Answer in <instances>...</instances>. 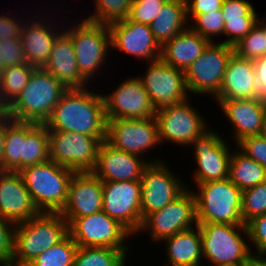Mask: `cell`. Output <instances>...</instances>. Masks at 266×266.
<instances>
[{
    "label": "cell",
    "mask_w": 266,
    "mask_h": 266,
    "mask_svg": "<svg viewBox=\"0 0 266 266\" xmlns=\"http://www.w3.org/2000/svg\"><path fill=\"white\" fill-rule=\"evenodd\" d=\"M126 249L78 247L72 266H124Z\"/></svg>",
    "instance_id": "34"
},
{
    "label": "cell",
    "mask_w": 266,
    "mask_h": 266,
    "mask_svg": "<svg viewBox=\"0 0 266 266\" xmlns=\"http://www.w3.org/2000/svg\"><path fill=\"white\" fill-rule=\"evenodd\" d=\"M186 189L174 201L161 210L150 213L142 222L140 230H151L155 241L192 228L197 225L195 197Z\"/></svg>",
    "instance_id": "15"
},
{
    "label": "cell",
    "mask_w": 266,
    "mask_h": 266,
    "mask_svg": "<svg viewBox=\"0 0 266 266\" xmlns=\"http://www.w3.org/2000/svg\"><path fill=\"white\" fill-rule=\"evenodd\" d=\"M220 102V103H219ZM226 117L234 124L238 143L245 137L261 135L266 101L259 98L218 100Z\"/></svg>",
    "instance_id": "23"
},
{
    "label": "cell",
    "mask_w": 266,
    "mask_h": 266,
    "mask_svg": "<svg viewBox=\"0 0 266 266\" xmlns=\"http://www.w3.org/2000/svg\"><path fill=\"white\" fill-rule=\"evenodd\" d=\"M45 125L48 130L106 136L107 118L103 95L89 92L85 88L67 89Z\"/></svg>",
    "instance_id": "1"
},
{
    "label": "cell",
    "mask_w": 266,
    "mask_h": 266,
    "mask_svg": "<svg viewBox=\"0 0 266 266\" xmlns=\"http://www.w3.org/2000/svg\"><path fill=\"white\" fill-rule=\"evenodd\" d=\"M103 99L107 119L155 117L153 104L139 77L122 82L111 96L103 95Z\"/></svg>",
    "instance_id": "18"
},
{
    "label": "cell",
    "mask_w": 266,
    "mask_h": 266,
    "mask_svg": "<svg viewBox=\"0 0 266 266\" xmlns=\"http://www.w3.org/2000/svg\"><path fill=\"white\" fill-rule=\"evenodd\" d=\"M257 22L258 19H235L225 22L223 34L229 38L224 43L234 46L251 31Z\"/></svg>",
    "instance_id": "46"
},
{
    "label": "cell",
    "mask_w": 266,
    "mask_h": 266,
    "mask_svg": "<svg viewBox=\"0 0 266 266\" xmlns=\"http://www.w3.org/2000/svg\"><path fill=\"white\" fill-rule=\"evenodd\" d=\"M140 157L116 149L104 140L91 172L102 181H140L144 168L151 163Z\"/></svg>",
    "instance_id": "21"
},
{
    "label": "cell",
    "mask_w": 266,
    "mask_h": 266,
    "mask_svg": "<svg viewBox=\"0 0 266 266\" xmlns=\"http://www.w3.org/2000/svg\"><path fill=\"white\" fill-rule=\"evenodd\" d=\"M226 143L211 130H206L192 141L199 167L195 172L196 184L228 178L231 152Z\"/></svg>",
    "instance_id": "17"
},
{
    "label": "cell",
    "mask_w": 266,
    "mask_h": 266,
    "mask_svg": "<svg viewBox=\"0 0 266 266\" xmlns=\"http://www.w3.org/2000/svg\"><path fill=\"white\" fill-rule=\"evenodd\" d=\"M95 2L96 14L85 20L109 25L127 18L133 0H96Z\"/></svg>",
    "instance_id": "37"
},
{
    "label": "cell",
    "mask_w": 266,
    "mask_h": 266,
    "mask_svg": "<svg viewBox=\"0 0 266 266\" xmlns=\"http://www.w3.org/2000/svg\"><path fill=\"white\" fill-rule=\"evenodd\" d=\"M5 115V108L0 104V119Z\"/></svg>",
    "instance_id": "55"
},
{
    "label": "cell",
    "mask_w": 266,
    "mask_h": 266,
    "mask_svg": "<svg viewBox=\"0 0 266 266\" xmlns=\"http://www.w3.org/2000/svg\"><path fill=\"white\" fill-rule=\"evenodd\" d=\"M242 266H266V258L252 255Z\"/></svg>",
    "instance_id": "51"
},
{
    "label": "cell",
    "mask_w": 266,
    "mask_h": 266,
    "mask_svg": "<svg viewBox=\"0 0 266 266\" xmlns=\"http://www.w3.org/2000/svg\"><path fill=\"white\" fill-rule=\"evenodd\" d=\"M196 26L192 25L189 28L205 39L212 42V35L223 34L224 31V19L222 14V9L218 11H211L206 14L193 15ZM194 26V27H193ZM211 36V37H210Z\"/></svg>",
    "instance_id": "39"
},
{
    "label": "cell",
    "mask_w": 266,
    "mask_h": 266,
    "mask_svg": "<svg viewBox=\"0 0 266 266\" xmlns=\"http://www.w3.org/2000/svg\"><path fill=\"white\" fill-rule=\"evenodd\" d=\"M233 54L232 45L210 42L201 56L184 72L187 91L217 96L229 59Z\"/></svg>",
    "instance_id": "8"
},
{
    "label": "cell",
    "mask_w": 266,
    "mask_h": 266,
    "mask_svg": "<svg viewBox=\"0 0 266 266\" xmlns=\"http://www.w3.org/2000/svg\"><path fill=\"white\" fill-rule=\"evenodd\" d=\"M221 9L224 22L235 19H258L253 5L245 0H223Z\"/></svg>",
    "instance_id": "42"
},
{
    "label": "cell",
    "mask_w": 266,
    "mask_h": 266,
    "mask_svg": "<svg viewBox=\"0 0 266 266\" xmlns=\"http://www.w3.org/2000/svg\"><path fill=\"white\" fill-rule=\"evenodd\" d=\"M210 42L188 28L161 46L160 59L185 72L201 56Z\"/></svg>",
    "instance_id": "26"
},
{
    "label": "cell",
    "mask_w": 266,
    "mask_h": 266,
    "mask_svg": "<svg viewBox=\"0 0 266 266\" xmlns=\"http://www.w3.org/2000/svg\"><path fill=\"white\" fill-rule=\"evenodd\" d=\"M78 246L68 234L36 257L28 266H72Z\"/></svg>",
    "instance_id": "35"
},
{
    "label": "cell",
    "mask_w": 266,
    "mask_h": 266,
    "mask_svg": "<svg viewBox=\"0 0 266 266\" xmlns=\"http://www.w3.org/2000/svg\"><path fill=\"white\" fill-rule=\"evenodd\" d=\"M185 0H167L149 25L154 39L162 46L189 28ZM187 26V27H186Z\"/></svg>",
    "instance_id": "29"
},
{
    "label": "cell",
    "mask_w": 266,
    "mask_h": 266,
    "mask_svg": "<svg viewBox=\"0 0 266 266\" xmlns=\"http://www.w3.org/2000/svg\"><path fill=\"white\" fill-rule=\"evenodd\" d=\"M41 22L24 25L20 31L26 63L36 68H42L47 63L53 44L60 35Z\"/></svg>",
    "instance_id": "27"
},
{
    "label": "cell",
    "mask_w": 266,
    "mask_h": 266,
    "mask_svg": "<svg viewBox=\"0 0 266 266\" xmlns=\"http://www.w3.org/2000/svg\"><path fill=\"white\" fill-rule=\"evenodd\" d=\"M40 212H61L65 207L74 171L47 161L19 171Z\"/></svg>",
    "instance_id": "4"
},
{
    "label": "cell",
    "mask_w": 266,
    "mask_h": 266,
    "mask_svg": "<svg viewBox=\"0 0 266 266\" xmlns=\"http://www.w3.org/2000/svg\"><path fill=\"white\" fill-rule=\"evenodd\" d=\"M102 210L112 219L123 225L132 235L140 230L141 182L102 181Z\"/></svg>",
    "instance_id": "11"
},
{
    "label": "cell",
    "mask_w": 266,
    "mask_h": 266,
    "mask_svg": "<svg viewBox=\"0 0 266 266\" xmlns=\"http://www.w3.org/2000/svg\"><path fill=\"white\" fill-rule=\"evenodd\" d=\"M48 128L45 124L26 122L22 141V169L49 161Z\"/></svg>",
    "instance_id": "31"
},
{
    "label": "cell",
    "mask_w": 266,
    "mask_h": 266,
    "mask_svg": "<svg viewBox=\"0 0 266 266\" xmlns=\"http://www.w3.org/2000/svg\"><path fill=\"white\" fill-rule=\"evenodd\" d=\"M240 151L266 168V138L262 135L245 137L238 142Z\"/></svg>",
    "instance_id": "43"
},
{
    "label": "cell",
    "mask_w": 266,
    "mask_h": 266,
    "mask_svg": "<svg viewBox=\"0 0 266 266\" xmlns=\"http://www.w3.org/2000/svg\"><path fill=\"white\" fill-rule=\"evenodd\" d=\"M248 237L256 246L258 256L266 255V213L256 216L246 223Z\"/></svg>",
    "instance_id": "45"
},
{
    "label": "cell",
    "mask_w": 266,
    "mask_h": 266,
    "mask_svg": "<svg viewBox=\"0 0 266 266\" xmlns=\"http://www.w3.org/2000/svg\"><path fill=\"white\" fill-rule=\"evenodd\" d=\"M185 2L187 15L190 16L218 11L222 7L223 0H185Z\"/></svg>",
    "instance_id": "47"
},
{
    "label": "cell",
    "mask_w": 266,
    "mask_h": 266,
    "mask_svg": "<svg viewBox=\"0 0 266 266\" xmlns=\"http://www.w3.org/2000/svg\"><path fill=\"white\" fill-rule=\"evenodd\" d=\"M195 227L196 230L190 228L163 239L170 266H200L202 238L198 224Z\"/></svg>",
    "instance_id": "28"
},
{
    "label": "cell",
    "mask_w": 266,
    "mask_h": 266,
    "mask_svg": "<svg viewBox=\"0 0 266 266\" xmlns=\"http://www.w3.org/2000/svg\"><path fill=\"white\" fill-rule=\"evenodd\" d=\"M42 68L67 89L86 87V80L79 73L73 42L65 32L56 38L48 61Z\"/></svg>",
    "instance_id": "25"
},
{
    "label": "cell",
    "mask_w": 266,
    "mask_h": 266,
    "mask_svg": "<svg viewBox=\"0 0 266 266\" xmlns=\"http://www.w3.org/2000/svg\"><path fill=\"white\" fill-rule=\"evenodd\" d=\"M194 193L197 223L246 225L242 220V191L228 178L197 184Z\"/></svg>",
    "instance_id": "5"
},
{
    "label": "cell",
    "mask_w": 266,
    "mask_h": 266,
    "mask_svg": "<svg viewBox=\"0 0 266 266\" xmlns=\"http://www.w3.org/2000/svg\"><path fill=\"white\" fill-rule=\"evenodd\" d=\"M36 69L30 64L5 68L0 74V104L6 109L27 85L32 72Z\"/></svg>",
    "instance_id": "33"
},
{
    "label": "cell",
    "mask_w": 266,
    "mask_h": 266,
    "mask_svg": "<svg viewBox=\"0 0 266 266\" xmlns=\"http://www.w3.org/2000/svg\"><path fill=\"white\" fill-rule=\"evenodd\" d=\"M3 70H4V69L0 66V74L2 73Z\"/></svg>",
    "instance_id": "56"
},
{
    "label": "cell",
    "mask_w": 266,
    "mask_h": 266,
    "mask_svg": "<svg viewBox=\"0 0 266 266\" xmlns=\"http://www.w3.org/2000/svg\"><path fill=\"white\" fill-rule=\"evenodd\" d=\"M202 238V257L215 266H242L251 256L238 231L248 236L246 225L197 223ZM251 253V254H250Z\"/></svg>",
    "instance_id": "6"
},
{
    "label": "cell",
    "mask_w": 266,
    "mask_h": 266,
    "mask_svg": "<svg viewBox=\"0 0 266 266\" xmlns=\"http://www.w3.org/2000/svg\"><path fill=\"white\" fill-rule=\"evenodd\" d=\"M68 234V222L60 212H40L28 221L16 224L12 262L29 265Z\"/></svg>",
    "instance_id": "3"
},
{
    "label": "cell",
    "mask_w": 266,
    "mask_h": 266,
    "mask_svg": "<svg viewBox=\"0 0 266 266\" xmlns=\"http://www.w3.org/2000/svg\"><path fill=\"white\" fill-rule=\"evenodd\" d=\"M102 204V180L92 172H74L66 205L60 213L69 225L75 218L102 211Z\"/></svg>",
    "instance_id": "19"
},
{
    "label": "cell",
    "mask_w": 266,
    "mask_h": 266,
    "mask_svg": "<svg viewBox=\"0 0 266 266\" xmlns=\"http://www.w3.org/2000/svg\"><path fill=\"white\" fill-rule=\"evenodd\" d=\"M234 53L248 60H255L266 55V38L263 27L257 22L251 31L234 46Z\"/></svg>",
    "instance_id": "36"
},
{
    "label": "cell",
    "mask_w": 266,
    "mask_h": 266,
    "mask_svg": "<svg viewBox=\"0 0 266 266\" xmlns=\"http://www.w3.org/2000/svg\"><path fill=\"white\" fill-rule=\"evenodd\" d=\"M39 213L21 174L0 171V217L19 224Z\"/></svg>",
    "instance_id": "22"
},
{
    "label": "cell",
    "mask_w": 266,
    "mask_h": 266,
    "mask_svg": "<svg viewBox=\"0 0 266 266\" xmlns=\"http://www.w3.org/2000/svg\"><path fill=\"white\" fill-rule=\"evenodd\" d=\"M26 63L21 37L0 40V66L5 69Z\"/></svg>",
    "instance_id": "41"
},
{
    "label": "cell",
    "mask_w": 266,
    "mask_h": 266,
    "mask_svg": "<svg viewBox=\"0 0 266 266\" xmlns=\"http://www.w3.org/2000/svg\"><path fill=\"white\" fill-rule=\"evenodd\" d=\"M167 0H133L127 18L130 21L150 25Z\"/></svg>",
    "instance_id": "40"
},
{
    "label": "cell",
    "mask_w": 266,
    "mask_h": 266,
    "mask_svg": "<svg viewBox=\"0 0 266 266\" xmlns=\"http://www.w3.org/2000/svg\"><path fill=\"white\" fill-rule=\"evenodd\" d=\"M261 135L266 138V111H265V115H264V119H263Z\"/></svg>",
    "instance_id": "52"
},
{
    "label": "cell",
    "mask_w": 266,
    "mask_h": 266,
    "mask_svg": "<svg viewBox=\"0 0 266 266\" xmlns=\"http://www.w3.org/2000/svg\"><path fill=\"white\" fill-rule=\"evenodd\" d=\"M228 179L241 191L266 181V168L243 152L231 154Z\"/></svg>",
    "instance_id": "30"
},
{
    "label": "cell",
    "mask_w": 266,
    "mask_h": 266,
    "mask_svg": "<svg viewBox=\"0 0 266 266\" xmlns=\"http://www.w3.org/2000/svg\"><path fill=\"white\" fill-rule=\"evenodd\" d=\"M14 226V228H11ZM16 224L0 217V262H11L14 256Z\"/></svg>",
    "instance_id": "44"
},
{
    "label": "cell",
    "mask_w": 266,
    "mask_h": 266,
    "mask_svg": "<svg viewBox=\"0 0 266 266\" xmlns=\"http://www.w3.org/2000/svg\"><path fill=\"white\" fill-rule=\"evenodd\" d=\"M258 83V98L266 101V55L253 60Z\"/></svg>",
    "instance_id": "49"
},
{
    "label": "cell",
    "mask_w": 266,
    "mask_h": 266,
    "mask_svg": "<svg viewBox=\"0 0 266 266\" xmlns=\"http://www.w3.org/2000/svg\"><path fill=\"white\" fill-rule=\"evenodd\" d=\"M49 158L74 172H91L98 149L106 136H91L71 131L48 130Z\"/></svg>",
    "instance_id": "7"
},
{
    "label": "cell",
    "mask_w": 266,
    "mask_h": 266,
    "mask_svg": "<svg viewBox=\"0 0 266 266\" xmlns=\"http://www.w3.org/2000/svg\"><path fill=\"white\" fill-rule=\"evenodd\" d=\"M141 182V219L161 210L186 189L178 177L161 161L149 163L143 170Z\"/></svg>",
    "instance_id": "12"
},
{
    "label": "cell",
    "mask_w": 266,
    "mask_h": 266,
    "mask_svg": "<svg viewBox=\"0 0 266 266\" xmlns=\"http://www.w3.org/2000/svg\"><path fill=\"white\" fill-rule=\"evenodd\" d=\"M106 141L116 149L140 156L160 142L156 118L107 119Z\"/></svg>",
    "instance_id": "14"
},
{
    "label": "cell",
    "mask_w": 266,
    "mask_h": 266,
    "mask_svg": "<svg viewBox=\"0 0 266 266\" xmlns=\"http://www.w3.org/2000/svg\"><path fill=\"white\" fill-rule=\"evenodd\" d=\"M68 232L78 247H108L126 249L124 239L131 233L103 210L75 218L68 225Z\"/></svg>",
    "instance_id": "10"
},
{
    "label": "cell",
    "mask_w": 266,
    "mask_h": 266,
    "mask_svg": "<svg viewBox=\"0 0 266 266\" xmlns=\"http://www.w3.org/2000/svg\"><path fill=\"white\" fill-rule=\"evenodd\" d=\"M198 113L188 104V100L156 112L160 142L164 139L180 145H191L206 131L205 120Z\"/></svg>",
    "instance_id": "16"
},
{
    "label": "cell",
    "mask_w": 266,
    "mask_h": 266,
    "mask_svg": "<svg viewBox=\"0 0 266 266\" xmlns=\"http://www.w3.org/2000/svg\"><path fill=\"white\" fill-rule=\"evenodd\" d=\"M144 77L139 78L147 91L155 112L187 100L185 75L182 70L161 59L150 63Z\"/></svg>",
    "instance_id": "13"
},
{
    "label": "cell",
    "mask_w": 266,
    "mask_h": 266,
    "mask_svg": "<svg viewBox=\"0 0 266 266\" xmlns=\"http://www.w3.org/2000/svg\"><path fill=\"white\" fill-rule=\"evenodd\" d=\"M258 98L253 61L235 53L229 59L217 100Z\"/></svg>",
    "instance_id": "24"
},
{
    "label": "cell",
    "mask_w": 266,
    "mask_h": 266,
    "mask_svg": "<svg viewBox=\"0 0 266 266\" xmlns=\"http://www.w3.org/2000/svg\"><path fill=\"white\" fill-rule=\"evenodd\" d=\"M260 19L258 18V23L263 27L264 29V34H265V38H266V22H264L265 24H263V21H259Z\"/></svg>",
    "instance_id": "54"
},
{
    "label": "cell",
    "mask_w": 266,
    "mask_h": 266,
    "mask_svg": "<svg viewBox=\"0 0 266 266\" xmlns=\"http://www.w3.org/2000/svg\"><path fill=\"white\" fill-rule=\"evenodd\" d=\"M266 213V181L242 191L241 215L244 224Z\"/></svg>",
    "instance_id": "38"
},
{
    "label": "cell",
    "mask_w": 266,
    "mask_h": 266,
    "mask_svg": "<svg viewBox=\"0 0 266 266\" xmlns=\"http://www.w3.org/2000/svg\"><path fill=\"white\" fill-rule=\"evenodd\" d=\"M4 139H5V115L0 119V171H3Z\"/></svg>",
    "instance_id": "50"
},
{
    "label": "cell",
    "mask_w": 266,
    "mask_h": 266,
    "mask_svg": "<svg viewBox=\"0 0 266 266\" xmlns=\"http://www.w3.org/2000/svg\"><path fill=\"white\" fill-rule=\"evenodd\" d=\"M111 46L137 58L150 62L160 59L161 46L154 39L151 27L142 23L124 20L110 23Z\"/></svg>",
    "instance_id": "20"
},
{
    "label": "cell",
    "mask_w": 266,
    "mask_h": 266,
    "mask_svg": "<svg viewBox=\"0 0 266 266\" xmlns=\"http://www.w3.org/2000/svg\"><path fill=\"white\" fill-rule=\"evenodd\" d=\"M0 266H17L14 262H0Z\"/></svg>",
    "instance_id": "53"
},
{
    "label": "cell",
    "mask_w": 266,
    "mask_h": 266,
    "mask_svg": "<svg viewBox=\"0 0 266 266\" xmlns=\"http://www.w3.org/2000/svg\"><path fill=\"white\" fill-rule=\"evenodd\" d=\"M67 88L43 68H36L5 114L19 122L45 124Z\"/></svg>",
    "instance_id": "2"
},
{
    "label": "cell",
    "mask_w": 266,
    "mask_h": 266,
    "mask_svg": "<svg viewBox=\"0 0 266 266\" xmlns=\"http://www.w3.org/2000/svg\"><path fill=\"white\" fill-rule=\"evenodd\" d=\"M74 26V27H73ZM65 33L73 42L77 66L81 76L88 82L93 73L104 62L111 46V34L107 24L83 20Z\"/></svg>",
    "instance_id": "9"
},
{
    "label": "cell",
    "mask_w": 266,
    "mask_h": 266,
    "mask_svg": "<svg viewBox=\"0 0 266 266\" xmlns=\"http://www.w3.org/2000/svg\"><path fill=\"white\" fill-rule=\"evenodd\" d=\"M26 137V122L11 120L5 114L3 171L22 170V141Z\"/></svg>",
    "instance_id": "32"
},
{
    "label": "cell",
    "mask_w": 266,
    "mask_h": 266,
    "mask_svg": "<svg viewBox=\"0 0 266 266\" xmlns=\"http://www.w3.org/2000/svg\"><path fill=\"white\" fill-rule=\"evenodd\" d=\"M8 16H0V40L4 41L8 38H16L20 36L21 21ZM20 23V24H19Z\"/></svg>",
    "instance_id": "48"
}]
</instances>
